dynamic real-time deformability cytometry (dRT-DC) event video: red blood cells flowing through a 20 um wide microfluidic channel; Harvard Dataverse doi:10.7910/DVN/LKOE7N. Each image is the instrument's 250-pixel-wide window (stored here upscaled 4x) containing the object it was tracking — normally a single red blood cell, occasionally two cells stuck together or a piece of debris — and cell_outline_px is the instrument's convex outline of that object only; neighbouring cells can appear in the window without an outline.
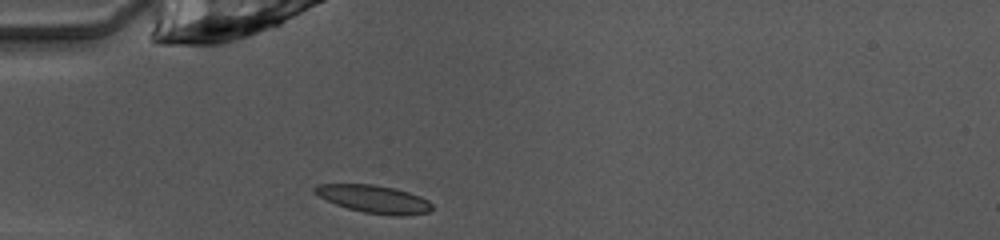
{"species": "common noctule bat (a hibernating species)", "species_latin": "Nyctalus noctula", "temperature_condition": "warm", "stored_images_in_passage": 36, "camera_frame_rate_fps": 3000, "um_per_image_px": 0.085, "animal": {"sex": "female", "body_mass_g": 10.0, "forearm_length_mm": 53.1}, "frame": {"image": 1, "passage_image": 1, "time_ms": 0.0, "image_size_px": [1000, 240], "cell_outline_px": [[432, 208], [428, 212], [404, 216], [392, 216], [364, 212], [348, 208], [336, 204], [312, 192], [312, 188], [320, 184], [372, 184], [396, 188], [420, 196], [428, 200], [432, 204]], "centroid_in_image_um": [31.8, 16.92], "position_along_channel_um": 53.2, "area_um2": 18.96}}
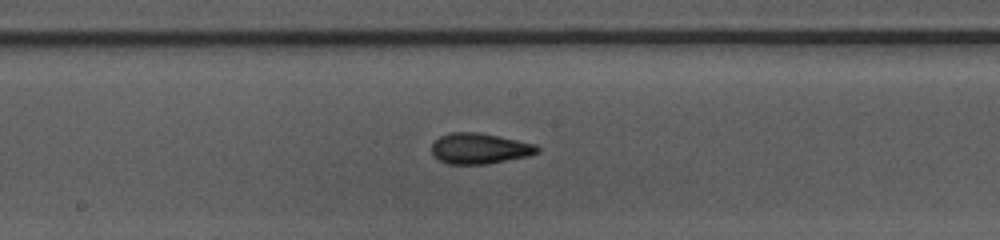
{"frame": {"image": 2, "passage_image": 13, "time_ms": 4.0, "image_size_px": [1000, 240], "cell_outline_px": [[540, 152], [528, 156], [488, 164], [448, 164], [432, 156], [432, 144], [440, 136], [448, 132], [476, 132], [500, 136], [536, 144], [540, 148]], "centroid_in_image_um": [40.77, 12.62], "position_along_channel_um": 207.4, "area_um2": 19.07}}
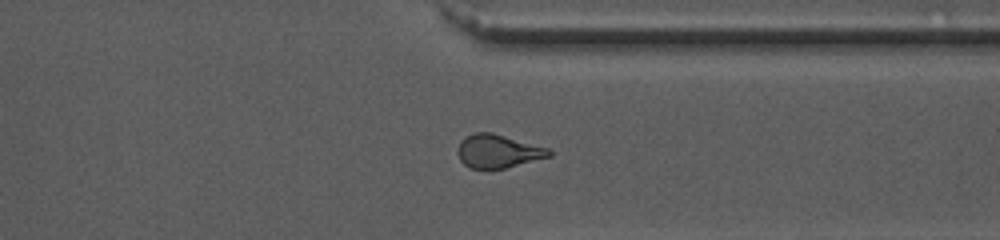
{"frame": {"image": 3, "passage_image": 25, "time_ms": 8.0, "image_size_px": [1000, 240], "cell_outline_px": [[552, 156], [504, 168], [468, 168], [460, 160], [456, 152], [460, 140], [476, 132], [492, 132], [548, 148], [552, 152]], "centroid_in_image_um": [42.31, 12.85], "position_along_channel_um": 369.1, "area_um2": 17.69}, "authors_computed_cell_mechanics": {"area_um2": 18.207, "velocity_mm_per_s": 4.0528, "shape_relaxation_time_tau1_ms": 3.8768, "shape_relaxation_time_tau2_ms": 1.1827, "deformation_change_tau1": 0.1689, "deformation_change_tau2": 0.0806}}